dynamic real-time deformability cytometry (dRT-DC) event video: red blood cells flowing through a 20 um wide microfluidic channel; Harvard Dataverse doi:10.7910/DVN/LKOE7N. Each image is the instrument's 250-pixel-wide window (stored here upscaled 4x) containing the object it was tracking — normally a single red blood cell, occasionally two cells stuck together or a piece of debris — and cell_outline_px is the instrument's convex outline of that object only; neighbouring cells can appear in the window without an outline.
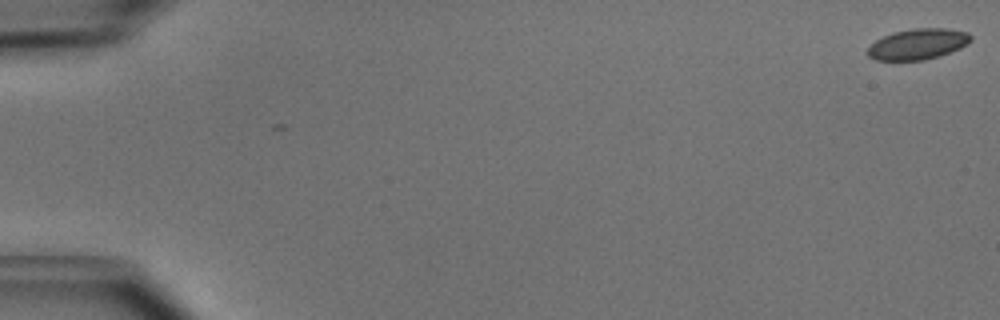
{"species": "common noctule bat (a hibernating species)", "species_latin": "Nyctalus noctula", "temperature_condition": "cold", "stored_images_in_passage": 8, "camera_frame_rate_fps": 3000, "um_per_image_px": 0.085, "animal": {"sex": "male", "body_mass_g": 15.6}, "frame": {"image": 1, "passage_image": 1, "time_ms": 0.0, "image_size_px": [1000, 320], "cell_outline_px": [[972, 40], [968, 44], [960, 48], [940, 56], [924, 60], [876, 60], [868, 56], [864, 52], [876, 40], [892, 32], [912, 28], [944, 28], [968, 32], [972, 36]], "centroid_in_image_um": [78.02, 3.74], "position_along_channel_um": 7.0, "area_um2": 18.67}}